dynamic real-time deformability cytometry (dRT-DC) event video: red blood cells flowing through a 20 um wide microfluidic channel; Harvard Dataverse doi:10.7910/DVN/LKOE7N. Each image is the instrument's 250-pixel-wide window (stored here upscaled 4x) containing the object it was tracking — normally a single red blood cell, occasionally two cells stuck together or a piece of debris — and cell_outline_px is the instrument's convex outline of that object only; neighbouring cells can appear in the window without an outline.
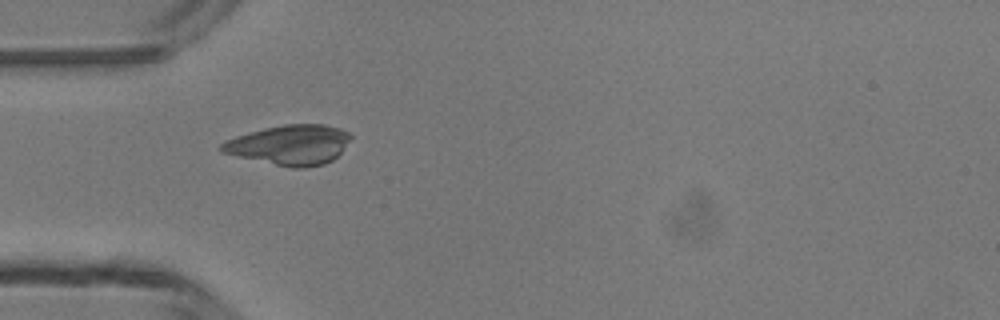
{"species": "common noctule bat (a hibernating species)", "species_latin": "Nyctalus noctula", "temperature_condition": "room temperature", "stored_images_in_passage": 34, "camera_frame_rate_fps": 3000, "um_per_image_px": 0.085, "animal": {"sex": "male", "body_mass_g": 13.3}, "frame": {"image": 1, "passage_image": 1, "time_ms": 0.0, "image_size_px": [1000, 320], "cell_outline_px": [[352, 136], [340, 152], [332, 160], [324, 164], [304, 168], [292, 168], [236, 156], [220, 152], [220, 144], [224, 140], [248, 132], [264, 128], [284, 124], [324, 124], [340, 128], [348, 132]], "centroid_in_image_um": [24.6, 12.31], "position_along_channel_um": 60.4, "area_um2": 30.06}}
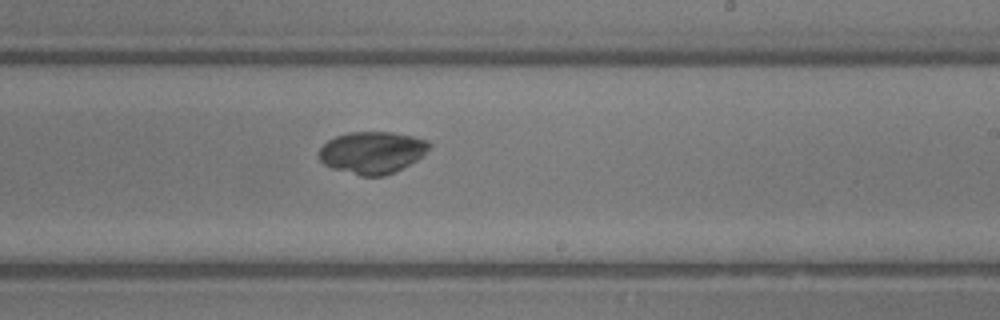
{"frame": {"image": 2, "passage_image": 15, "time_ms": 4.667, "image_size_px": [1000, 320], "cell_outline_px": [[432, 148], [416, 160], [384, 176], [360, 176], [332, 168], [324, 164], [320, 160], [320, 148], [328, 140], [336, 136], [348, 132], [392, 132], [412, 136], [428, 140], [432, 144]], "centroid_in_image_um": [31.65, 12.95], "position_along_channel_um": 257.3, "area_um2": 26.93}}
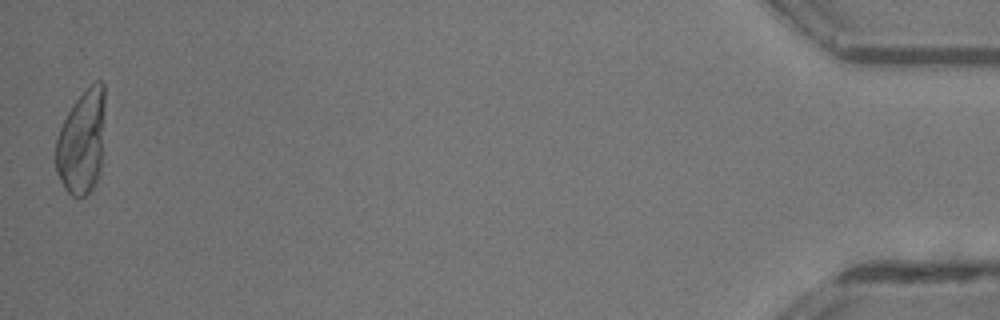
{"frame": {"image": 3, "passage_image": 34, "time_ms": 11.0, "image_size_px": [1000, 320], "cell_outline_px": [[104, 120], [100, 172], [92, 188], [84, 196], [72, 196], [64, 188], [56, 172], [56, 140], [60, 128], [68, 112], [76, 100], [96, 80], [100, 80], [104, 84]], "centroid_in_image_um": [6.95, 12.07], "position_along_channel_um": 428.3, "area_um2": 29.59}, "authors_computed_cell_mechanics": {"area_um2": 27.5128, "velocity_mm_per_s": 4.2572, "shape_relaxation_time_tau1_ms": 4.2376, "shape_relaxation_time_tau2_ms": null, "deformation_change_tau1": 0.1321, "deformation_change_tau2": null}}